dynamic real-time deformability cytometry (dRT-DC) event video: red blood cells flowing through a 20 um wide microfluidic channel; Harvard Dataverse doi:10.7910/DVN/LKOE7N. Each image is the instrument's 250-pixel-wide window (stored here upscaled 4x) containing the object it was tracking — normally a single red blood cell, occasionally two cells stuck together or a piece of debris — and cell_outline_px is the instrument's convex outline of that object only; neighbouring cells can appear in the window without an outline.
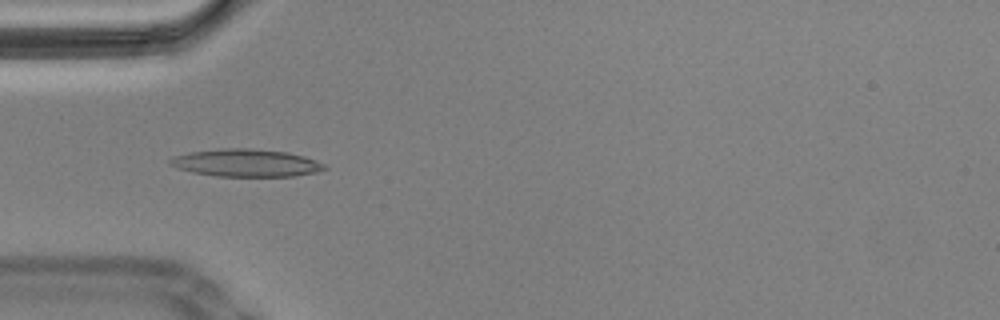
{"species": "Egyptian fruit bat (a non-hibernating species)", "species_latin": "Rousettus aegyptiacus", "temperature_condition": "cold", "stored_images_in_passage": 57, "camera_frame_rate_fps": 3000, "um_per_image_px": 0.085, "animal": {"sex": "male"}, "frame": {"image": 1, "passage_image": 17, "time_ms": 5.333, "image_size_px": [1000, 320], "cell_outline_px": [[328, 168], [316, 172], [292, 176], [216, 176], [192, 172], [176, 168], [168, 164], [168, 160], [176, 156], [192, 152], [224, 148], [248, 148], [288, 152], [304, 156], [324, 164]], "centroid_in_image_um": [20.91, 13.85], "position_along_channel_um": 64.1, "area_um2": 24.62}, "authors_computed_cell_mechanics": {"area_um2": 23.6402, "velocity_mm_per_s": 3.4653, "shape_relaxation_time_tau1_ms": null, "shape_relaxation_time_tau2_ms": 1.5297, "deformation_change_tau1": null, "deformation_change_tau2": 0.0905}}